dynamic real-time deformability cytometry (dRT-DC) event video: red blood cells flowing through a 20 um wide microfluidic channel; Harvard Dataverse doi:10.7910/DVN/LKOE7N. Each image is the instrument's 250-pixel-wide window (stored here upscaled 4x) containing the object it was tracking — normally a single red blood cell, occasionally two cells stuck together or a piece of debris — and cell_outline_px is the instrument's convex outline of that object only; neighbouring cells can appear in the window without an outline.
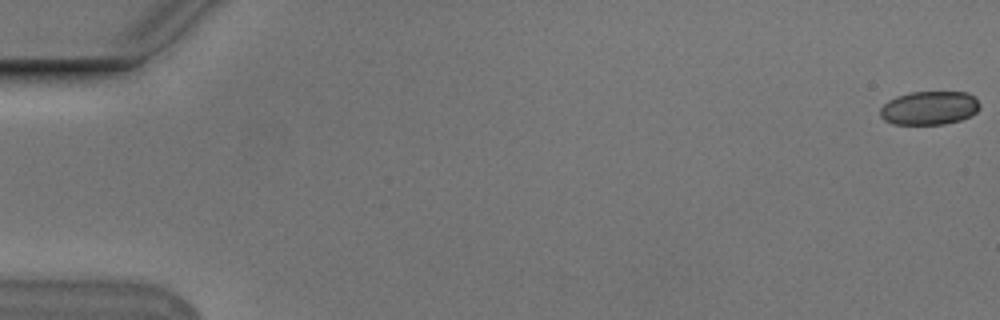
{"species": "Egyptian fruit bat (a non-hibernating species)", "species_latin": "Rousettus aegyptiacus", "temperature_condition": "cold", "stored_images_in_passage": 10, "camera_frame_rate_fps": 3000, "um_per_image_px": 0.085, "animal": {"sex": "male"}, "frame": {"image": 1, "passage_image": 1, "time_ms": 0.0, "image_size_px": [1000, 320], "cell_outline_px": [[980, 108], [976, 112], [960, 120], [944, 124], [896, 124], [884, 120], [880, 116], [880, 108], [888, 100], [896, 96], [908, 92], [968, 92], [980, 104]], "centroid_in_image_um": [78.97, 9.17], "position_along_channel_um": 6.0, "area_um2": 19.48}}